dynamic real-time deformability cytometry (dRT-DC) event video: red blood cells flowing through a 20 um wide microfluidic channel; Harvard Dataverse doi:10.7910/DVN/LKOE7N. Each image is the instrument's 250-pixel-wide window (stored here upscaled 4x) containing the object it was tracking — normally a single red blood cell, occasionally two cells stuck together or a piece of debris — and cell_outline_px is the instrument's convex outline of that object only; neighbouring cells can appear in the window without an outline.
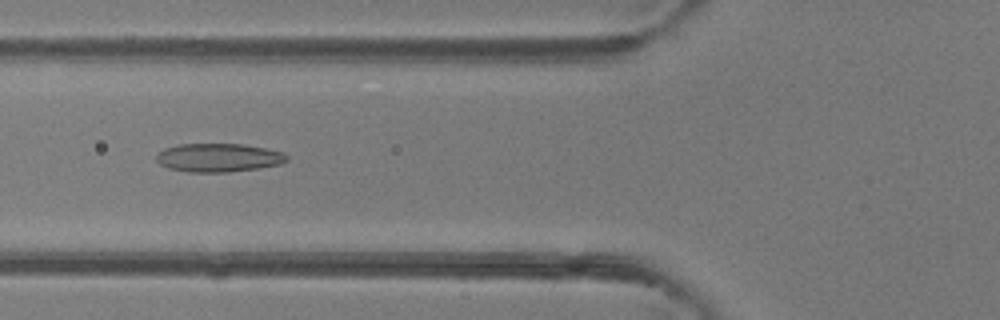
{"species": "common noctule bat (a hibernating species)", "species_latin": "Nyctalus noctula", "temperature_condition": "room temperature", "stored_images_in_passage": 49, "camera_frame_rate_fps": 3000, "um_per_image_px": 0.085, "animal": {"sex": "female"}, "frame": {"image": 1, "passage_image": 19, "time_ms": 6.0, "image_size_px": [1000, 320], "cell_outline_px": [[288, 160], [280, 164], [260, 168], [228, 172], [188, 172], [168, 168], [160, 164], [156, 160], [156, 152], [164, 148], [180, 144], [244, 144], [284, 152], [288, 156]], "centroid_in_image_um": [18.56, 13.4], "position_along_channel_um": 107.2, "area_um2": 21.85}}
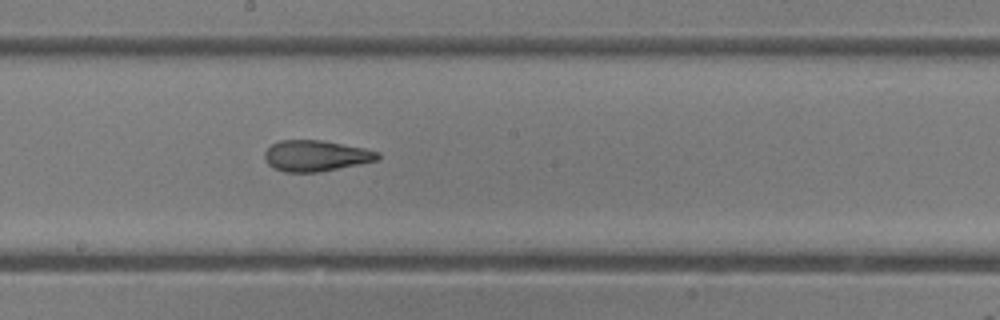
{"frame": {"image": 2, "passage_image": 27, "time_ms": 8.667, "image_size_px": [1000, 320], "cell_outline_px": [[380, 156], [376, 160], [360, 164], [320, 172], [284, 172], [272, 168], [264, 160], [264, 152], [272, 144], [280, 140], [324, 140], [364, 148], [380, 152]], "centroid_in_image_um": [26.82, 13.24], "position_along_channel_um": 221.4, "area_um2": 20.58}}
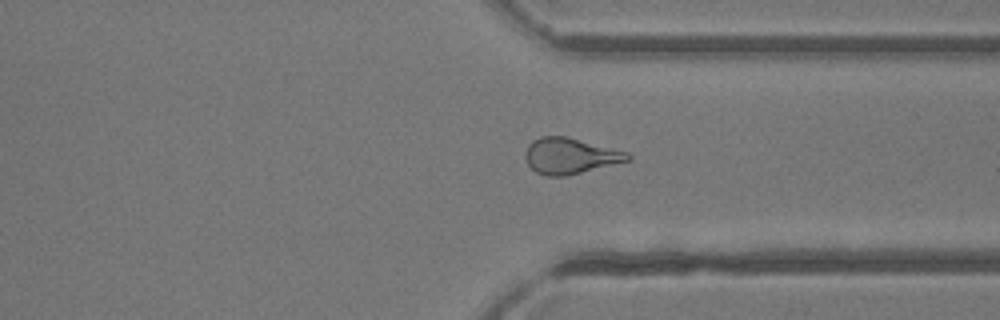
{"frame": {"image": 3, "passage_image": 37, "time_ms": 12.0, "image_size_px": [1000, 320], "cell_outline_px": [[632, 160], [564, 176], [548, 176], [536, 172], [528, 164], [524, 156], [528, 144], [532, 140], [540, 136], [564, 136], [628, 152], [632, 156]], "centroid_in_image_um": [48.45, 13.25], "position_along_channel_um": 362.9, "area_um2": 21.27}, "authors_computed_cell_mechanics": {"area_um2": 22.1374, "velocity_mm_per_s": 4.2553, "shape_relaxation_time_tau1_ms": null, "shape_relaxation_time_tau2_ms": 1.9944, "deformation_change_tau1": null, "deformation_change_tau2": 0.1078}}